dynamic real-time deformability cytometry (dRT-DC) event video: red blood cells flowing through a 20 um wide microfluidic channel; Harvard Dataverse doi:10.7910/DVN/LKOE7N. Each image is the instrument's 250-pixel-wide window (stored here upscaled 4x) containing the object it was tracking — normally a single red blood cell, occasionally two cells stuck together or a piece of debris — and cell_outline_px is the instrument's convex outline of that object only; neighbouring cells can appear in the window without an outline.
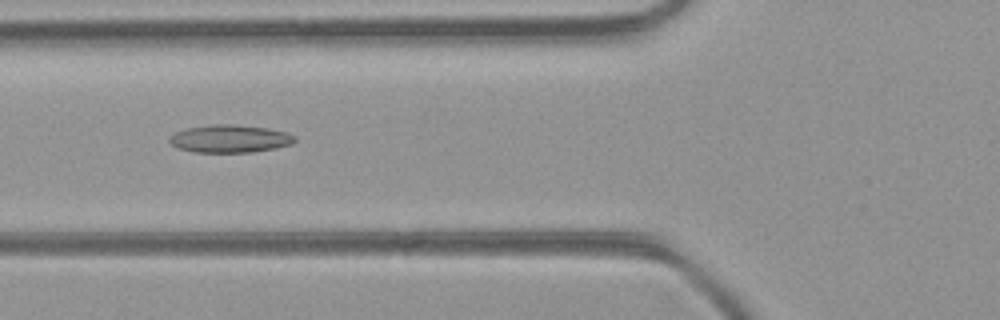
{"species": "common noctule bat (a hibernating species)", "species_latin": "Nyctalus noctula", "temperature_condition": "room temperature", "stored_images_in_passage": 44, "camera_frame_rate_fps": 3000, "um_per_image_px": 0.085, "animal": {"sex": "female", "body_mass_g": 21.9}, "frame": {"image": 1, "passage_image": 16, "time_ms": 5.0, "image_size_px": [1000, 320], "cell_outline_px": [[296, 140], [292, 144], [276, 148], [252, 152], [192, 152], [180, 148], [172, 144], [168, 140], [176, 132], [188, 128], [216, 124], [232, 124], [268, 128], [288, 132], [296, 136]], "centroid_in_image_um": [19.61, 11.79], "position_along_channel_um": 106.2, "area_um2": 20.17}}
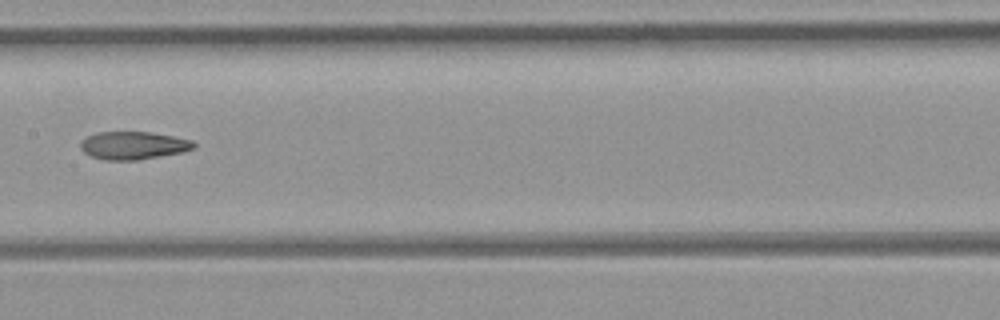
{"frame": {"image": 2, "passage_image": 22, "time_ms": 7.0, "image_size_px": [1000, 320], "cell_outline_px": [[196, 148], [184, 152], [140, 160], [104, 160], [92, 156], [84, 152], [80, 148], [80, 144], [88, 136], [96, 132], [148, 132], [172, 136], [192, 140], [196, 144]], "centroid_in_image_um": [11.37, 12.37], "position_along_channel_um": 196.0, "area_um2": 18.44}}
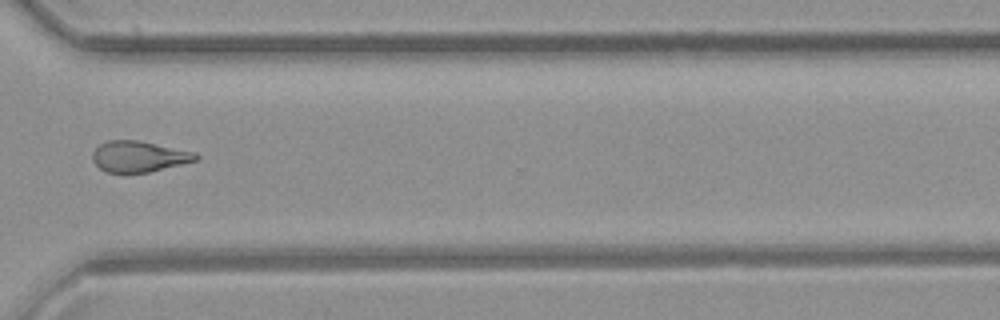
{"frame": {"image": 3, "passage_image": 33, "time_ms": 10.667, "image_size_px": [1000, 320], "cell_outline_px": [[200, 156], [196, 160], [148, 172], [108, 172], [100, 168], [92, 160], [92, 152], [100, 144], [108, 140], [140, 140], [196, 152]], "centroid_in_image_um": [11.8, 13.28], "position_along_channel_um": 358.8, "area_um2": 18.5}, "authors_computed_cell_mechanics": {"area_um2": 19.3052, "velocity_mm_per_s": 4.4426, "shape_relaxation_time_tau1_ms": null, "shape_relaxation_time_tau2_ms": 2.0056, "deformation_change_tau1": null, "deformation_change_tau2": 0.1003}}